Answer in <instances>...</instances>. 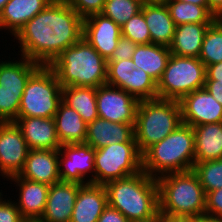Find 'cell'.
Wrapping results in <instances>:
<instances>
[{
  "label": "cell",
  "instance_id": "39",
  "mask_svg": "<svg viewBox=\"0 0 222 222\" xmlns=\"http://www.w3.org/2000/svg\"><path fill=\"white\" fill-rule=\"evenodd\" d=\"M137 44L129 38L121 36L117 47L114 49L112 57L109 60H127L132 58Z\"/></svg>",
  "mask_w": 222,
  "mask_h": 222
},
{
  "label": "cell",
  "instance_id": "49",
  "mask_svg": "<svg viewBox=\"0 0 222 222\" xmlns=\"http://www.w3.org/2000/svg\"><path fill=\"white\" fill-rule=\"evenodd\" d=\"M9 0H0V15L3 11V8L4 6L6 5V3L8 2Z\"/></svg>",
  "mask_w": 222,
  "mask_h": 222
},
{
  "label": "cell",
  "instance_id": "31",
  "mask_svg": "<svg viewBox=\"0 0 222 222\" xmlns=\"http://www.w3.org/2000/svg\"><path fill=\"white\" fill-rule=\"evenodd\" d=\"M124 91L139 101L158 98L157 83L143 69L134 68L128 72Z\"/></svg>",
  "mask_w": 222,
  "mask_h": 222
},
{
  "label": "cell",
  "instance_id": "26",
  "mask_svg": "<svg viewBox=\"0 0 222 222\" xmlns=\"http://www.w3.org/2000/svg\"><path fill=\"white\" fill-rule=\"evenodd\" d=\"M171 56L169 47L154 43L139 44L132 56L135 68L143 69L158 83Z\"/></svg>",
  "mask_w": 222,
  "mask_h": 222
},
{
  "label": "cell",
  "instance_id": "4",
  "mask_svg": "<svg viewBox=\"0 0 222 222\" xmlns=\"http://www.w3.org/2000/svg\"><path fill=\"white\" fill-rule=\"evenodd\" d=\"M194 163L193 127L185 123L142 154V170L154 178L167 173L191 171Z\"/></svg>",
  "mask_w": 222,
  "mask_h": 222
},
{
  "label": "cell",
  "instance_id": "7",
  "mask_svg": "<svg viewBox=\"0 0 222 222\" xmlns=\"http://www.w3.org/2000/svg\"><path fill=\"white\" fill-rule=\"evenodd\" d=\"M62 99V86L49 65H41L29 78L18 117L54 118Z\"/></svg>",
  "mask_w": 222,
  "mask_h": 222
},
{
  "label": "cell",
  "instance_id": "25",
  "mask_svg": "<svg viewBox=\"0 0 222 222\" xmlns=\"http://www.w3.org/2000/svg\"><path fill=\"white\" fill-rule=\"evenodd\" d=\"M195 163L222 159V122L193 127Z\"/></svg>",
  "mask_w": 222,
  "mask_h": 222
},
{
  "label": "cell",
  "instance_id": "50",
  "mask_svg": "<svg viewBox=\"0 0 222 222\" xmlns=\"http://www.w3.org/2000/svg\"><path fill=\"white\" fill-rule=\"evenodd\" d=\"M23 222H44L41 219H24Z\"/></svg>",
  "mask_w": 222,
  "mask_h": 222
},
{
  "label": "cell",
  "instance_id": "46",
  "mask_svg": "<svg viewBox=\"0 0 222 222\" xmlns=\"http://www.w3.org/2000/svg\"><path fill=\"white\" fill-rule=\"evenodd\" d=\"M130 222H163V214L159 211L152 217L140 220H131Z\"/></svg>",
  "mask_w": 222,
  "mask_h": 222
},
{
  "label": "cell",
  "instance_id": "38",
  "mask_svg": "<svg viewBox=\"0 0 222 222\" xmlns=\"http://www.w3.org/2000/svg\"><path fill=\"white\" fill-rule=\"evenodd\" d=\"M205 213L222 218V188L206 193Z\"/></svg>",
  "mask_w": 222,
  "mask_h": 222
},
{
  "label": "cell",
  "instance_id": "23",
  "mask_svg": "<svg viewBox=\"0 0 222 222\" xmlns=\"http://www.w3.org/2000/svg\"><path fill=\"white\" fill-rule=\"evenodd\" d=\"M141 10L150 32L151 43L169 47L173 41L176 25L167 5L143 4Z\"/></svg>",
  "mask_w": 222,
  "mask_h": 222
},
{
  "label": "cell",
  "instance_id": "9",
  "mask_svg": "<svg viewBox=\"0 0 222 222\" xmlns=\"http://www.w3.org/2000/svg\"><path fill=\"white\" fill-rule=\"evenodd\" d=\"M94 184L135 175L142 171V154L137 143H114L95 149Z\"/></svg>",
  "mask_w": 222,
  "mask_h": 222
},
{
  "label": "cell",
  "instance_id": "13",
  "mask_svg": "<svg viewBox=\"0 0 222 222\" xmlns=\"http://www.w3.org/2000/svg\"><path fill=\"white\" fill-rule=\"evenodd\" d=\"M30 149L15 122H0V173L8 179L22 171Z\"/></svg>",
  "mask_w": 222,
  "mask_h": 222
},
{
  "label": "cell",
  "instance_id": "44",
  "mask_svg": "<svg viewBox=\"0 0 222 222\" xmlns=\"http://www.w3.org/2000/svg\"><path fill=\"white\" fill-rule=\"evenodd\" d=\"M163 222H195V218L184 216H169L163 214Z\"/></svg>",
  "mask_w": 222,
  "mask_h": 222
},
{
  "label": "cell",
  "instance_id": "5",
  "mask_svg": "<svg viewBox=\"0 0 222 222\" xmlns=\"http://www.w3.org/2000/svg\"><path fill=\"white\" fill-rule=\"evenodd\" d=\"M157 184L161 214L195 218L205 213L206 193L193 170L164 174Z\"/></svg>",
  "mask_w": 222,
  "mask_h": 222
},
{
  "label": "cell",
  "instance_id": "30",
  "mask_svg": "<svg viewBox=\"0 0 222 222\" xmlns=\"http://www.w3.org/2000/svg\"><path fill=\"white\" fill-rule=\"evenodd\" d=\"M199 59L205 66L222 62V18H216L206 30Z\"/></svg>",
  "mask_w": 222,
  "mask_h": 222
},
{
  "label": "cell",
  "instance_id": "32",
  "mask_svg": "<svg viewBox=\"0 0 222 222\" xmlns=\"http://www.w3.org/2000/svg\"><path fill=\"white\" fill-rule=\"evenodd\" d=\"M192 170L205 193L222 188V159L194 163Z\"/></svg>",
  "mask_w": 222,
  "mask_h": 222
},
{
  "label": "cell",
  "instance_id": "21",
  "mask_svg": "<svg viewBox=\"0 0 222 222\" xmlns=\"http://www.w3.org/2000/svg\"><path fill=\"white\" fill-rule=\"evenodd\" d=\"M108 206L104 185L88 183L79 188L70 222H97Z\"/></svg>",
  "mask_w": 222,
  "mask_h": 222
},
{
  "label": "cell",
  "instance_id": "11",
  "mask_svg": "<svg viewBox=\"0 0 222 222\" xmlns=\"http://www.w3.org/2000/svg\"><path fill=\"white\" fill-rule=\"evenodd\" d=\"M58 158L59 174L62 182H74L81 185L94 184L95 149L89 144H63L59 149ZM89 173L93 174L88 180L85 177Z\"/></svg>",
  "mask_w": 222,
  "mask_h": 222
},
{
  "label": "cell",
  "instance_id": "19",
  "mask_svg": "<svg viewBox=\"0 0 222 222\" xmlns=\"http://www.w3.org/2000/svg\"><path fill=\"white\" fill-rule=\"evenodd\" d=\"M136 143L134 139V125L118 123L98 117L87 124L85 143L94 149L114 143Z\"/></svg>",
  "mask_w": 222,
  "mask_h": 222
},
{
  "label": "cell",
  "instance_id": "2",
  "mask_svg": "<svg viewBox=\"0 0 222 222\" xmlns=\"http://www.w3.org/2000/svg\"><path fill=\"white\" fill-rule=\"evenodd\" d=\"M108 205L129 221L146 219L159 211L157 178L143 170L104 185Z\"/></svg>",
  "mask_w": 222,
  "mask_h": 222
},
{
  "label": "cell",
  "instance_id": "24",
  "mask_svg": "<svg viewBox=\"0 0 222 222\" xmlns=\"http://www.w3.org/2000/svg\"><path fill=\"white\" fill-rule=\"evenodd\" d=\"M211 23H186L176 26L169 46L173 55L199 58L203 38Z\"/></svg>",
  "mask_w": 222,
  "mask_h": 222
},
{
  "label": "cell",
  "instance_id": "28",
  "mask_svg": "<svg viewBox=\"0 0 222 222\" xmlns=\"http://www.w3.org/2000/svg\"><path fill=\"white\" fill-rule=\"evenodd\" d=\"M61 101L74 109L86 124L99 117L97 110L96 88L68 86L62 87Z\"/></svg>",
  "mask_w": 222,
  "mask_h": 222
},
{
  "label": "cell",
  "instance_id": "3",
  "mask_svg": "<svg viewBox=\"0 0 222 222\" xmlns=\"http://www.w3.org/2000/svg\"><path fill=\"white\" fill-rule=\"evenodd\" d=\"M49 66L62 87L106 84L107 61L84 38L62 51Z\"/></svg>",
  "mask_w": 222,
  "mask_h": 222
},
{
  "label": "cell",
  "instance_id": "33",
  "mask_svg": "<svg viewBox=\"0 0 222 222\" xmlns=\"http://www.w3.org/2000/svg\"><path fill=\"white\" fill-rule=\"evenodd\" d=\"M142 5V0H106L102 14L122 27L141 11Z\"/></svg>",
  "mask_w": 222,
  "mask_h": 222
},
{
  "label": "cell",
  "instance_id": "22",
  "mask_svg": "<svg viewBox=\"0 0 222 222\" xmlns=\"http://www.w3.org/2000/svg\"><path fill=\"white\" fill-rule=\"evenodd\" d=\"M52 0H9L0 15V29H8L15 37L24 25Z\"/></svg>",
  "mask_w": 222,
  "mask_h": 222
},
{
  "label": "cell",
  "instance_id": "15",
  "mask_svg": "<svg viewBox=\"0 0 222 222\" xmlns=\"http://www.w3.org/2000/svg\"><path fill=\"white\" fill-rule=\"evenodd\" d=\"M122 36L121 27L102 13L93 14L83 21V38L108 61Z\"/></svg>",
  "mask_w": 222,
  "mask_h": 222
},
{
  "label": "cell",
  "instance_id": "41",
  "mask_svg": "<svg viewBox=\"0 0 222 222\" xmlns=\"http://www.w3.org/2000/svg\"><path fill=\"white\" fill-rule=\"evenodd\" d=\"M204 87L222 105V83L216 80H206Z\"/></svg>",
  "mask_w": 222,
  "mask_h": 222
},
{
  "label": "cell",
  "instance_id": "20",
  "mask_svg": "<svg viewBox=\"0 0 222 222\" xmlns=\"http://www.w3.org/2000/svg\"><path fill=\"white\" fill-rule=\"evenodd\" d=\"M19 187L16 206L24 219H40L44 212L50 185L21 178L19 175L8 178Z\"/></svg>",
  "mask_w": 222,
  "mask_h": 222
},
{
  "label": "cell",
  "instance_id": "36",
  "mask_svg": "<svg viewBox=\"0 0 222 222\" xmlns=\"http://www.w3.org/2000/svg\"><path fill=\"white\" fill-rule=\"evenodd\" d=\"M83 19L102 13L106 0H65Z\"/></svg>",
  "mask_w": 222,
  "mask_h": 222
},
{
  "label": "cell",
  "instance_id": "29",
  "mask_svg": "<svg viewBox=\"0 0 222 222\" xmlns=\"http://www.w3.org/2000/svg\"><path fill=\"white\" fill-rule=\"evenodd\" d=\"M167 7L176 26L186 23H212L216 19L208 6L170 0Z\"/></svg>",
  "mask_w": 222,
  "mask_h": 222
},
{
  "label": "cell",
  "instance_id": "43",
  "mask_svg": "<svg viewBox=\"0 0 222 222\" xmlns=\"http://www.w3.org/2000/svg\"><path fill=\"white\" fill-rule=\"evenodd\" d=\"M209 11L215 18H222V0H207Z\"/></svg>",
  "mask_w": 222,
  "mask_h": 222
},
{
  "label": "cell",
  "instance_id": "10",
  "mask_svg": "<svg viewBox=\"0 0 222 222\" xmlns=\"http://www.w3.org/2000/svg\"><path fill=\"white\" fill-rule=\"evenodd\" d=\"M0 61V122L18 118L21 97L30 76L41 66L26 57Z\"/></svg>",
  "mask_w": 222,
  "mask_h": 222
},
{
  "label": "cell",
  "instance_id": "1",
  "mask_svg": "<svg viewBox=\"0 0 222 222\" xmlns=\"http://www.w3.org/2000/svg\"><path fill=\"white\" fill-rule=\"evenodd\" d=\"M84 19L65 0H52L14 37L21 55L50 65L65 49L83 38Z\"/></svg>",
  "mask_w": 222,
  "mask_h": 222
},
{
  "label": "cell",
  "instance_id": "6",
  "mask_svg": "<svg viewBox=\"0 0 222 222\" xmlns=\"http://www.w3.org/2000/svg\"><path fill=\"white\" fill-rule=\"evenodd\" d=\"M182 124L180 103L177 100H140L134 125V139L143 154Z\"/></svg>",
  "mask_w": 222,
  "mask_h": 222
},
{
  "label": "cell",
  "instance_id": "18",
  "mask_svg": "<svg viewBox=\"0 0 222 222\" xmlns=\"http://www.w3.org/2000/svg\"><path fill=\"white\" fill-rule=\"evenodd\" d=\"M59 149L56 150H30L22 171L21 178L31 181L53 185L61 181L58 158Z\"/></svg>",
  "mask_w": 222,
  "mask_h": 222
},
{
  "label": "cell",
  "instance_id": "14",
  "mask_svg": "<svg viewBox=\"0 0 222 222\" xmlns=\"http://www.w3.org/2000/svg\"><path fill=\"white\" fill-rule=\"evenodd\" d=\"M179 103L182 123L195 127L222 122V105L205 87L187 94Z\"/></svg>",
  "mask_w": 222,
  "mask_h": 222
},
{
  "label": "cell",
  "instance_id": "42",
  "mask_svg": "<svg viewBox=\"0 0 222 222\" xmlns=\"http://www.w3.org/2000/svg\"><path fill=\"white\" fill-rule=\"evenodd\" d=\"M206 80L222 83V62L206 66Z\"/></svg>",
  "mask_w": 222,
  "mask_h": 222
},
{
  "label": "cell",
  "instance_id": "40",
  "mask_svg": "<svg viewBox=\"0 0 222 222\" xmlns=\"http://www.w3.org/2000/svg\"><path fill=\"white\" fill-rule=\"evenodd\" d=\"M97 222H130L120 211L110 207L104 209Z\"/></svg>",
  "mask_w": 222,
  "mask_h": 222
},
{
  "label": "cell",
  "instance_id": "45",
  "mask_svg": "<svg viewBox=\"0 0 222 222\" xmlns=\"http://www.w3.org/2000/svg\"><path fill=\"white\" fill-rule=\"evenodd\" d=\"M195 222H222V218L204 213L195 217Z\"/></svg>",
  "mask_w": 222,
  "mask_h": 222
},
{
  "label": "cell",
  "instance_id": "8",
  "mask_svg": "<svg viewBox=\"0 0 222 222\" xmlns=\"http://www.w3.org/2000/svg\"><path fill=\"white\" fill-rule=\"evenodd\" d=\"M206 66L196 57L171 54L160 81L158 98L180 101L187 94L204 88Z\"/></svg>",
  "mask_w": 222,
  "mask_h": 222
},
{
  "label": "cell",
  "instance_id": "35",
  "mask_svg": "<svg viewBox=\"0 0 222 222\" xmlns=\"http://www.w3.org/2000/svg\"><path fill=\"white\" fill-rule=\"evenodd\" d=\"M134 68L135 64L132 58L127 60H108L106 84L124 90L126 76Z\"/></svg>",
  "mask_w": 222,
  "mask_h": 222
},
{
  "label": "cell",
  "instance_id": "27",
  "mask_svg": "<svg viewBox=\"0 0 222 222\" xmlns=\"http://www.w3.org/2000/svg\"><path fill=\"white\" fill-rule=\"evenodd\" d=\"M57 137L60 144L85 143L87 124L81 116L62 101L54 116Z\"/></svg>",
  "mask_w": 222,
  "mask_h": 222
},
{
  "label": "cell",
  "instance_id": "34",
  "mask_svg": "<svg viewBox=\"0 0 222 222\" xmlns=\"http://www.w3.org/2000/svg\"><path fill=\"white\" fill-rule=\"evenodd\" d=\"M122 36L129 38L137 45L139 44H150L151 36L145 22V17L142 12H138L131 17L122 27Z\"/></svg>",
  "mask_w": 222,
  "mask_h": 222
},
{
  "label": "cell",
  "instance_id": "12",
  "mask_svg": "<svg viewBox=\"0 0 222 222\" xmlns=\"http://www.w3.org/2000/svg\"><path fill=\"white\" fill-rule=\"evenodd\" d=\"M96 100L100 118L135 125L139 100L133 95L105 84L96 88Z\"/></svg>",
  "mask_w": 222,
  "mask_h": 222
},
{
  "label": "cell",
  "instance_id": "16",
  "mask_svg": "<svg viewBox=\"0 0 222 222\" xmlns=\"http://www.w3.org/2000/svg\"><path fill=\"white\" fill-rule=\"evenodd\" d=\"M82 185L74 182H58L50 185L44 212V222H70L74 204Z\"/></svg>",
  "mask_w": 222,
  "mask_h": 222
},
{
  "label": "cell",
  "instance_id": "37",
  "mask_svg": "<svg viewBox=\"0 0 222 222\" xmlns=\"http://www.w3.org/2000/svg\"><path fill=\"white\" fill-rule=\"evenodd\" d=\"M3 199L2 192H0V222H23L24 218L14 200L12 202L11 200Z\"/></svg>",
  "mask_w": 222,
  "mask_h": 222
},
{
  "label": "cell",
  "instance_id": "47",
  "mask_svg": "<svg viewBox=\"0 0 222 222\" xmlns=\"http://www.w3.org/2000/svg\"><path fill=\"white\" fill-rule=\"evenodd\" d=\"M170 0H142L143 4L167 5Z\"/></svg>",
  "mask_w": 222,
  "mask_h": 222
},
{
  "label": "cell",
  "instance_id": "48",
  "mask_svg": "<svg viewBox=\"0 0 222 222\" xmlns=\"http://www.w3.org/2000/svg\"><path fill=\"white\" fill-rule=\"evenodd\" d=\"M179 1L192 3L198 6H208L207 0H179Z\"/></svg>",
  "mask_w": 222,
  "mask_h": 222
},
{
  "label": "cell",
  "instance_id": "17",
  "mask_svg": "<svg viewBox=\"0 0 222 222\" xmlns=\"http://www.w3.org/2000/svg\"><path fill=\"white\" fill-rule=\"evenodd\" d=\"M14 122L21 129L30 150H56L62 146L54 118L18 117Z\"/></svg>",
  "mask_w": 222,
  "mask_h": 222
}]
</instances>
